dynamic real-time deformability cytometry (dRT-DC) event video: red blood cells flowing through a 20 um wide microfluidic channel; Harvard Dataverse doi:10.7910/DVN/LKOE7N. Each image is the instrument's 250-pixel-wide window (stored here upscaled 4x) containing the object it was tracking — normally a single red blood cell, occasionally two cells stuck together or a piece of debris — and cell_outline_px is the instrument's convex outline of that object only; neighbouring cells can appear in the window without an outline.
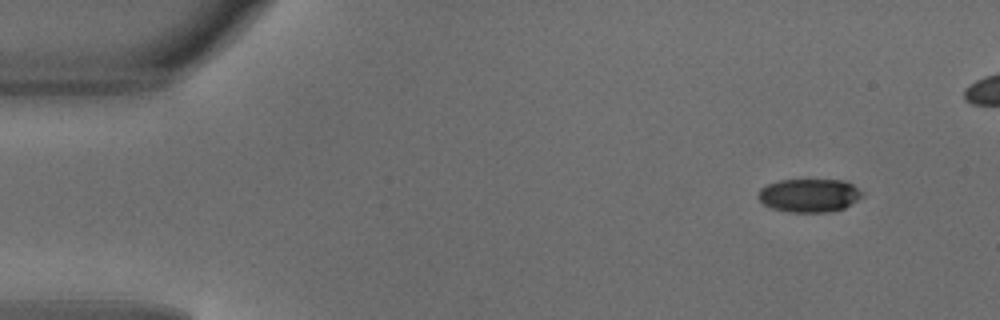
{"species": "common noctule bat (a hibernating species)", "species_latin": "Nyctalus noctula", "temperature_condition": "warm", "stored_images_in_passage": 41, "camera_frame_rate_fps": 3000, "um_per_image_px": 0.085, "animal": {"sex": "male", "body_mass_g": 18.8}, "frame": {"image": 1, "passage_image": 1, "time_ms": 0.0, "image_size_px": [1000, 320], "cell_outline_px": [[864, 196], [844, 208], [828, 212], [788, 212], [772, 208], [764, 204], [756, 196], [756, 192], [760, 188], [768, 184], [780, 180], [844, 180], [852, 184], [864, 192]], "centroid_in_image_um": [68.78, 16.61], "position_along_channel_um": 16.2, "area_um2": 20.4}}
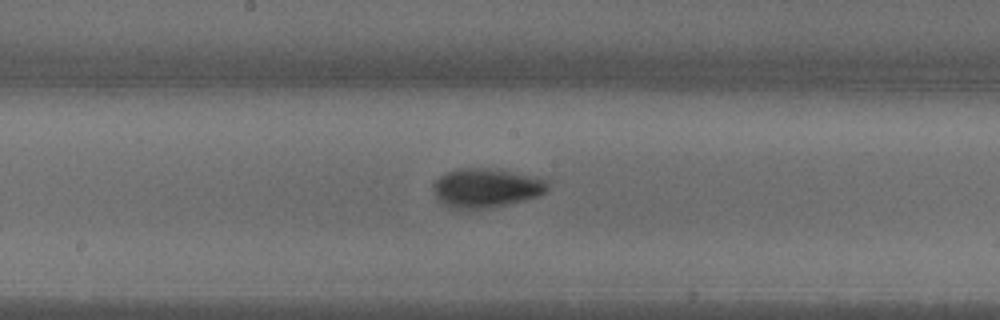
{"frame": {"image": 2, "passage_image": 22, "time_ms": 7.0, "image_size_px": [1000, 320], "cell_outline_px": [[548, 192], [540, 196], [524, 200], [488, 208], [464, 212], [452, 208], [444, 204], [436, 196], [432, 188], [432, 184], [444, 172], [456, 168], [488, 168], [548, 176]], "centroid_in_image_um": [41.38, 15.97], "position_along_channel_um": 206.8, "area_um2": 27.22}}
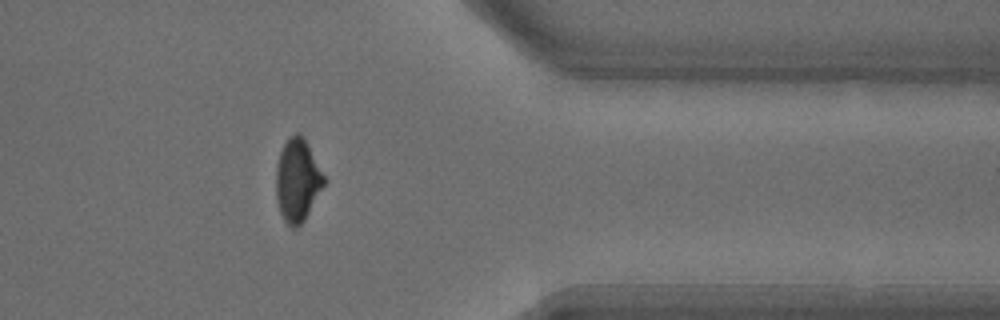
{"frame": {"image": 3, "passage_image": 36, "time_ms": 11.667, "image_size_px": [1000, 320], "cell_outline_px": [[324, 184], [304, 220], [296, 228], [292, 228], [284, 220], [280, 212], [276, 196], [276, 168], [280, 152], [288, 136], [296, 132], [300, 132], [304, 136], [324, 176]], "centroid_in_image_um": [25.26, 15.28], "position_along_channel_um": 386.1, "area_um2": 22.89}}